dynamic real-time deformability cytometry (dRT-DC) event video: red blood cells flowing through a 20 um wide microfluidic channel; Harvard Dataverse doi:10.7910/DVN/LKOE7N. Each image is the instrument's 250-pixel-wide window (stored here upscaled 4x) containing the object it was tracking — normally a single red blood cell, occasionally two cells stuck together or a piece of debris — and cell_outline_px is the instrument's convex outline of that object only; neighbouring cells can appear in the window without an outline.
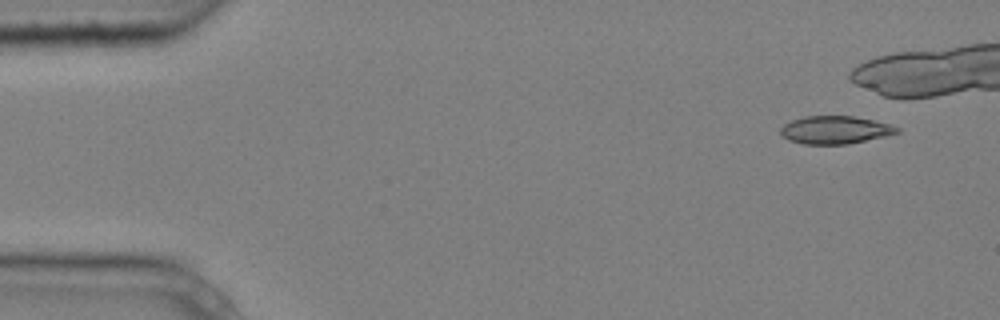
{"species": "common noctule bat (a hibernating species)", "species_latin": "Nyctalus noctula", "temperature_condition": "cold", "stored_images_in_passage": 5, "camera_frame_rate_fps": 3000, "um_per_image_px": 0.085, "animal": {"sex": "male", "body_mass_g": 20.4}, "frame": {"image": 1, "passage_image": 1, "time_ms": 0.0, "image_size_px": [1000, 320], "cell_outline_px": [[900, 132], [884, 136], [848, 144], [804, 144], [788, 140], [780, 136], [780, 128], [784, 124], [792, 120], [804, 116], [852, 116], [872, 120], [888, 124], [900, 128]], "centroid_in_image_um": [70.93, 11.04], "position_along_channel_um": 14.1, "area_um2": 18.84}}